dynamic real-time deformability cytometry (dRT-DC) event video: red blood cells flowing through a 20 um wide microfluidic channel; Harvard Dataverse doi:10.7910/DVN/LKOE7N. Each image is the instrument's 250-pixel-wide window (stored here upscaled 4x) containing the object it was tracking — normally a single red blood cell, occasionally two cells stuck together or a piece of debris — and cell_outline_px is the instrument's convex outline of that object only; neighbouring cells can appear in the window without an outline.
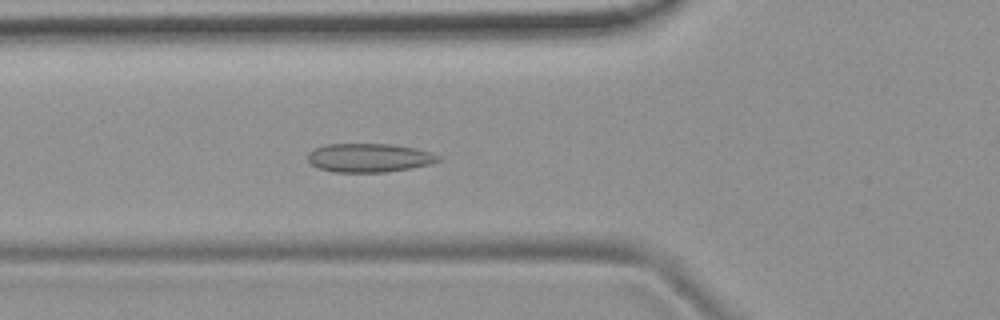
{"species": "common noctule bat (a hibernating species)", "species_latin": "Nyctalus noctula", "temperature_condition": "room temperature", "stored_images_in_passage": 50, "camera_frame_rate_fps": 3000, "um_per_image_px": 0.085, "animal": {"sex": "female", "body_mass_g": 19.9}, "frame": {"image": 1, "passage_image": 16, "time_ms": 5.0, "image_size_px": [1000, 320], "cell_outline_px": [[440, 160], [428, 164], [408, 168], [384, 172], [332, 172], [320, 168], [312, 164], [308, 160], [308, 152], [324, 144], [392, 144], [416, 148], [432, 152], [440, 156]], "centroid_in_image_um": [31.37, 13.4], "position_along_channel_um": 94.4, "area_um2": 21.73}}
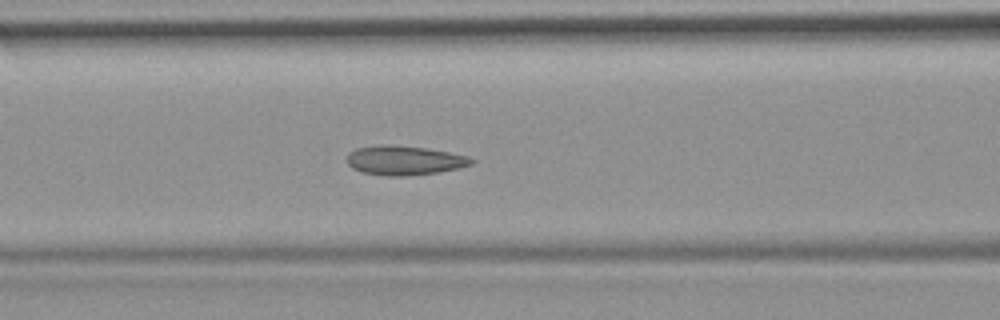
{"frame": {"image": 2, "passage_image": 19, "time_ms": 6.0, "image_size_px": [1000, 320], "cell_outline_px": [[476, 160], [472, 164], [460, 168], [436, 172], [404, 176], [388, 176], [360, 172], [352, 168], [348, 164], [348, 152], [356, 148], [380, 144], [388, 144], [428, 148], [468, 156]], "centroid_in_image_um": [34.36, 13.62], "position_along_channel_um": 132.2, "area_um2": 21.39}}
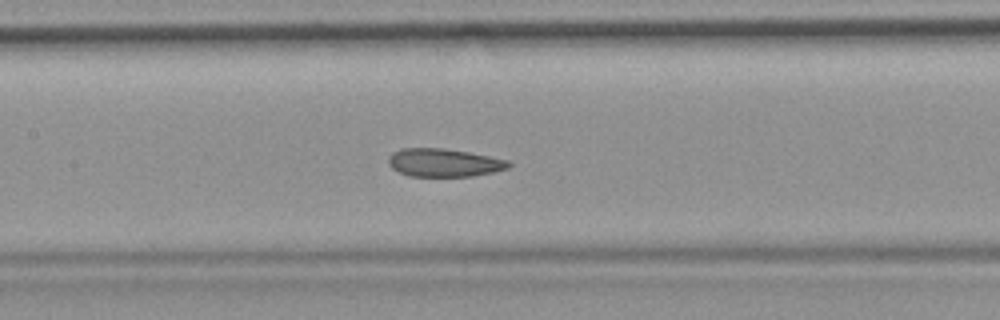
{"frame": {"image": 3, "passage_image": 22, "time_ms": 7.0, "image_size_px": [1000, 320], "cell_outline_px": [[512, 164], [508, 168], [492, 172], [472, 176], [408, 176], [392, 168], [388, 164], [388, 156], [392, 152], [400, 148], [444, 148], [468, 152], [508, 160]], "centroid_in_image_um": [37.7, 13.82], "position_along_channel_um": 169.7, "area_um2": 19.71}, "authors_computed_cell_mechanics": {"area_um2": 21.3282, "velocity_mm_per_s": 3.749, "shape_relaxation_time_tau1_ms": 7.6721, "shape_relaxation_time_tau2_ms": 3.1977, "deformation_change_tau1": 0.1159, "deformation_change_tau2": 0.0675}}